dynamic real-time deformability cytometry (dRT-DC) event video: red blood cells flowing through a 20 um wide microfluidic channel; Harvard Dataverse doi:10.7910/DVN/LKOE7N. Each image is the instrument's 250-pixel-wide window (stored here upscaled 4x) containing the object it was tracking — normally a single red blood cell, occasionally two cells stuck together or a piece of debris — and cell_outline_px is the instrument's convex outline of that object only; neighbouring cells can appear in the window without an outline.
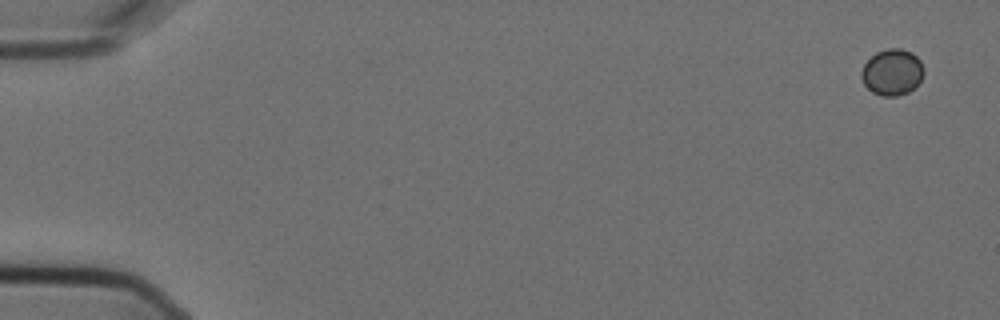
{"species": "Egyptian fruit bat (a non-hibernating species)", "species_latin": "Rousettus aegyptiacus", "temperature_condition": "cold", "stored_images_in_passage": 5, "camera_frame_rate_fps": 3000, "um_per_image_px": 0.085, "animal": {"sex": "female"}, "frame": {"image": 1, "passage_image": 1, "time_ms": 0.0, "image_size_px": [1000, 320], "cell_outline_px": [[924, 72], [920, 80], [908, 92], [896, 96], [880, 96], [872, 92], [864, 84], [860, 76], [860, 72], [864, 64], [876, 52], [888, 48], [900, 48], [912, 52], [920, 60], [924, 68]], "centroid_in_image_um": [75.82, 6.13], "position_along_channel_um": 9.2, "area_um2": 16.82}}
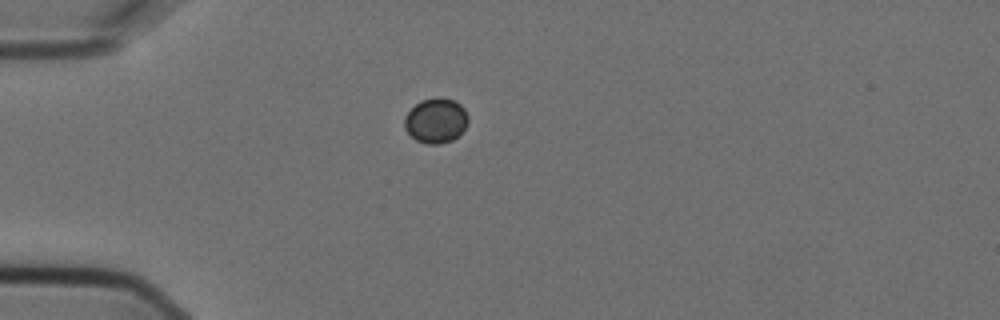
{"frame": {"image": 2, "passage_image": 5, "time_ms": 1.333, "image_size_px": [1000, 320], "cell_outline_px": [[468, 124], [452, 140], [440, 144], [428, 144], [416, 140], [404, 128], [404, 116], [420, 100], [436, 96], [440, 96], [456, 100], [464, 108], [468, 116]], "centroid_in_image_um": [37.05, 10.22], "position_along_channel_um": 48.0, "area_um2": 16.82}}